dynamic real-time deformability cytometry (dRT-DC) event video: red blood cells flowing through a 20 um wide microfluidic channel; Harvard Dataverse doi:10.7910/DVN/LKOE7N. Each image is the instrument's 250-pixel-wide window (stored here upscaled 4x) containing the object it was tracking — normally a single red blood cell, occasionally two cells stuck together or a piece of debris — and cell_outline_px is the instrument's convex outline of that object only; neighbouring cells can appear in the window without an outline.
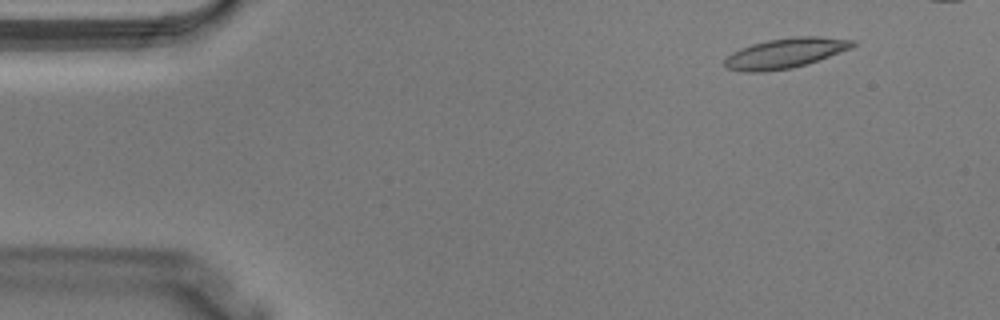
{"species": "Egyptian fruit bat (a non-hibernating species)", "species_latin": "Rousettus aegyptiacus", "temperature_condition": "warm", "stored_images_in_passage": 3, "camera_frame_rate_fps": 3000, "um_per_image_px": 0.085, "animal": {"sex": "male"}, "frame": {"image": 1, "passage_image": 1, "time_ms": 0.0, "image_size_px": [1000, 320], "cell_outline_px": [[856, 44], [852, 48], [792, 68], [760, 72], [740, 72], [728, 68], [724, 64], [724, 60], [732, 52], [740, 48], [752, 44], [768, 40], [792, 36], [820, 36], [856, 40]], "centroid_in_image_um": [66.74, 4.5], "position_along_channel_um": 18.3, "area_um2": 22.31}}